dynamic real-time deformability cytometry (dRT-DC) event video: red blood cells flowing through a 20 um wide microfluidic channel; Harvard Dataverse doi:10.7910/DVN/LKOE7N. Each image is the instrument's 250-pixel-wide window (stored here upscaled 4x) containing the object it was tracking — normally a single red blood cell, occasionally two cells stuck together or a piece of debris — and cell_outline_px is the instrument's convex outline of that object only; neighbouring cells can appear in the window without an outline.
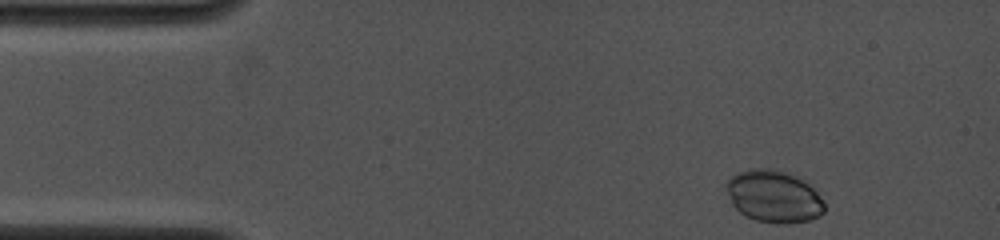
{"species": "common noctule bat (a hibernating species)", "species_latin": "Nyctalus noctula", "temperature_condition": "cold", "stored_images_in_passage": 7, "camera_frame_rate_fps": 4000, "um_per_image_px": 0.085, "animal": {"sex": "female", "body_mass_g": 19.0, "forearm_length_mm": 53.3}, "frame": {"image": 1, "passage_image": 1, "time_ms": 0.0, "image_size_px": [1000, 240], "cell_outline_px": [[824, 212], [820, 216], [808, 220], [788, 224], [780, 224], [756, 220], [744, 216], [732, 204], [724, 188], [724, 184], [732, 176], [740, 172], [752, 168], [772, 168], [792, 172], [808, 184], [816, 192], [824, 204]], "centroid_in_image_um": [65.75, 16.68], "position_along_channel_um": 19.3, "area_um2": 30.11}}
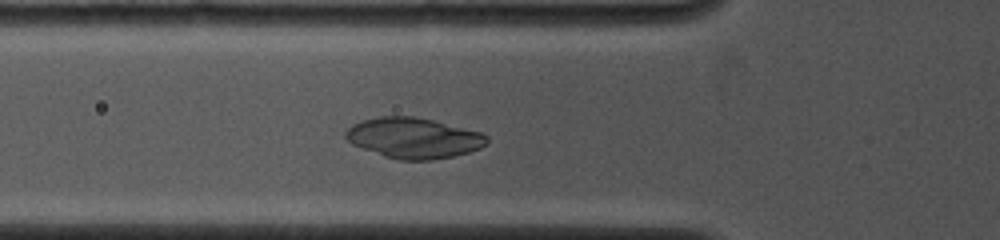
{"frame": {"image": 2, "passage_image": 7, "time_ms": 3.75, "image_size_px": [1000, 240], "cell_outline_px": [[488, 140], [480, 148], [468, 152], [452, 156], [432, 160], [400, 160], [384, 156], [352, 144], [344, 136], [344, 132], [352, 124], [364, 120], [380, 116], [412, 116], [432, 120], [480, 132], [488, 136]], "centroid_in_image_um": [35.13, 11.73], "position_along_channel_um": 90.7, "area_um2": 33.06}}